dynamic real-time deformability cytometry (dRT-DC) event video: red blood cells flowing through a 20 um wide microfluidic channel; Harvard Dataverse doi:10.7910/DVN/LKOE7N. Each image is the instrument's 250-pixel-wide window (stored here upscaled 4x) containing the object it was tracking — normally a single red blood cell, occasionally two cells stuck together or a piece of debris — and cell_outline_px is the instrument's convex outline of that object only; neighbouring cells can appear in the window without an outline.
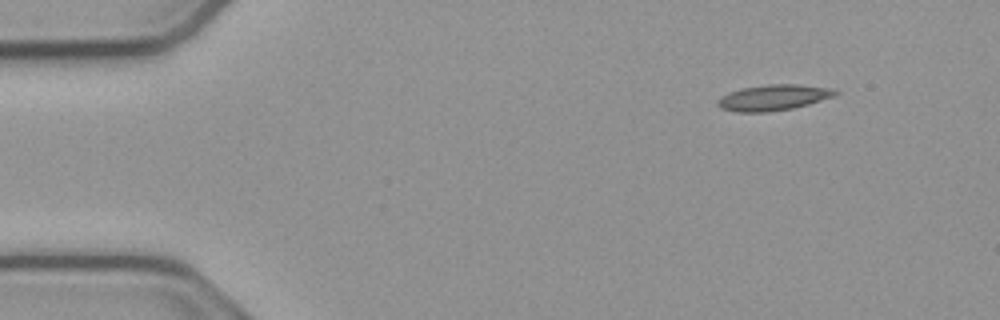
{"species": "common noctule bat (a hibernating species)", "species_latin": "Nyctalus noctula", "temperature_condition": "cold", "stored_images_in_passage": 49, "camera_frame_rate_fps": 3000, "um_per_image_px": 0.085, "animal": {"sex": "male", "body_mass_g": 23.1, "forearm_length_mm": 52.7}, "frame": {"image": 1, "passage_image": 1, "time_ms": 0.0, "image_size_px": [1000, 320], "cell_outline_px": [[840, 92], [832, 96], [808, 104], [792, 108], [768, 112], [736, 112], [720, 108], [716, 104], [716, 100], [720, 96], [728, 92], [740, 88], [768, 84], [796, 84], [828, 88]], "centroid_in_image_um": [65.63, 8.29], "position_along_channel_um": 19.4, "area_um2": 17.63}}
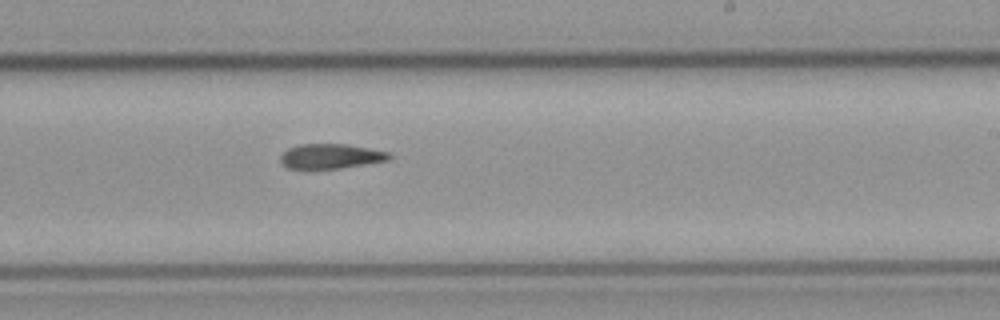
{"frame": {"image": 2, "passage_image": 27, "time_ms": 8.667, "image_size_px": [1000, 320], "cell_outline_px": [[392, 156], [388, 160], [340, 168], [288, 168], [280, 160], [280, 156], [288, 148], [300, 144], [348, 144], [392, 152]], "centroid_in_image_um": [28.16, 13.26], "position_along_channel_um": 260.8, "area_um2": 15.61}}
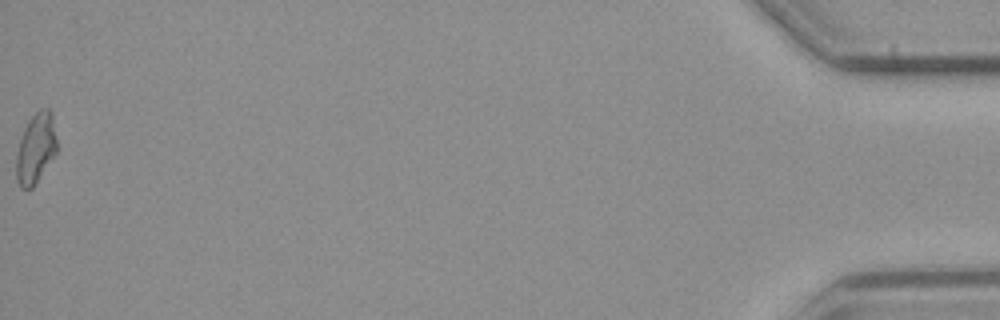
{"frame": {"image": 3, "passage_image": 49, "time_ms": 16.0, "image_size_px": [1000, 320], "cell_outline_px": [[56, 152], [32, 188], [20, 188], [16, 180], [16, 152], [24, 128], [28, 120], [40, 108], [48, 108], [52, 112], [56, 140]], "centroid_in_image_um": [3.02, 12.59], "position_along_channel_um": 432.2, "area_um2": 16.47}}